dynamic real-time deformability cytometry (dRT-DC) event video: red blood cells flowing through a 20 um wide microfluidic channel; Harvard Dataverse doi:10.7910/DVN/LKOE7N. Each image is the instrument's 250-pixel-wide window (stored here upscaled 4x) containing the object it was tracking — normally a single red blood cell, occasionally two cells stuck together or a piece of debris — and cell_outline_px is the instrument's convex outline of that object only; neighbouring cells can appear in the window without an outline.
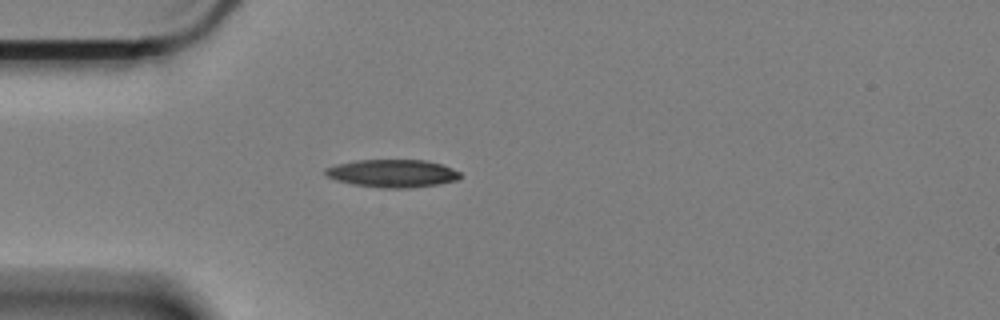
{"species": "Egyptian fruit bat (a non-hibernating species)", "species_latin": "Rousettus aegyptiacus", "temperature_condition": "cold", "stored_images_in_passage": 6, "camera_frame_rate_fps": 3000, "um_per_image_px": 0.085, "animal": {"sex": "female"}, "frame": {"image": 1, "passage_image": 1, "time_ms": 0.0, "image_size_px": [1000, 320], "cell_outline_px": [[460, 180], [436, 184], [408, 188], [384, 188], [356, 184], [336, 180], [328, 176], [324, 172], [324, 168], [336, 164], [356, 160], [424, 160], [440, 164], [452, 168], [460, 172]], "centroid_in_image_um": [33.36, 14.73], "position_along_channel_um": 51.6, "area_um2": 21.68}}
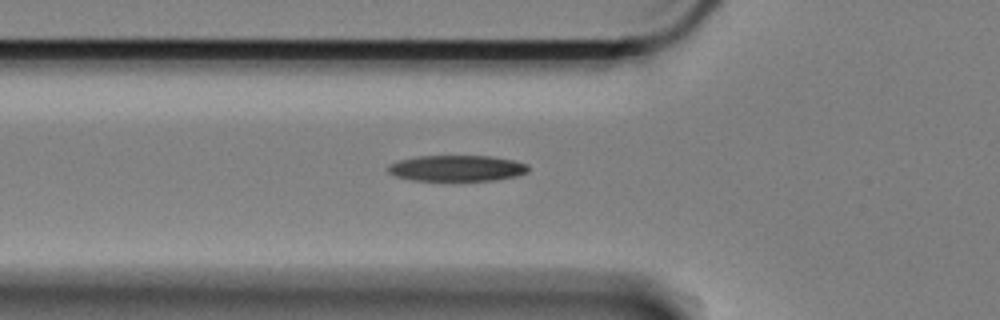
{"frame": {"image": 2, "passage_image": 5, "time_ms": 1.333, "image_size_px": [1000, 320], "cell_outline_px": [[528, 172], [516, 176], [496, 180], [456, 184], [412, 180], [396, 176], [388, 172], [388, 164], [400, 160], [416, 156], [488, 156], [512, 160], [528, 164]], "centroid_in_image_um": [38.82, 14.36], "position_along_channel_um": 87.0, "area_um2": 22.31}}